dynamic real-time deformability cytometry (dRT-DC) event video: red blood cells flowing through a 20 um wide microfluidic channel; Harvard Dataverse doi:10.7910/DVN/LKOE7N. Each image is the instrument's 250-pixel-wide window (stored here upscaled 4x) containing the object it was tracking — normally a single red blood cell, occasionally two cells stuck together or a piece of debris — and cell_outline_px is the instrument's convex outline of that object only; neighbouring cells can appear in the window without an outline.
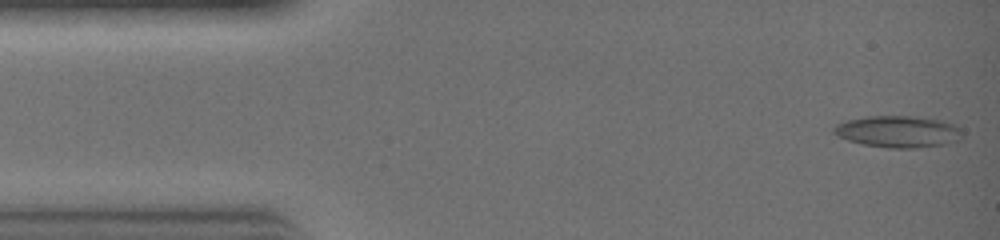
{"species": "common noctule bat (a hibernating species)", "species_latin": "Nyctalus noctula", "temperature_condition": "warm", "stored_images_in_passage": 5, "camera_frame_rate_fps": 3000, "um_per_image_px": 0.085, "animal": {"sex": "female", "body_mass_g": 19.0, "forearm_length_mm": 51.5}, "frame": {"image": 1, "passage_image": 1, "time_ms": 0.0, "image_size_px": [1000, 240], "cell_outline_px": [[964, 132], [960, 140], [944, 144], [916, 148], [888, 148], [864, 144], [848, 140], [832, 132], [832, 128], [836, 124], [848, 120], [868, 116], [912, 116], [940, 120], [952, 124]], "centroid_in_image_um": [76.35, 11.19], "position_along_channel_um": 8.7, "area_um2": 23.58}}